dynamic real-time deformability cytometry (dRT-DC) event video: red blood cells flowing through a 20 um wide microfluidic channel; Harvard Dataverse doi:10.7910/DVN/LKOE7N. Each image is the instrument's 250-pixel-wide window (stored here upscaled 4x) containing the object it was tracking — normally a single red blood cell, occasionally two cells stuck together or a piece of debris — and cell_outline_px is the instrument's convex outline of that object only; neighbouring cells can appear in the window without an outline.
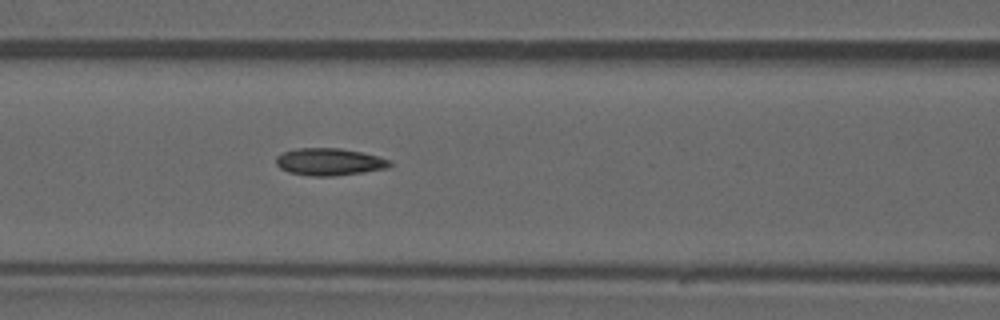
{"species": "common noctule bat (a hibernating species)", "species_latin": "Nyctalus noctula", "temperature_condition": "warm", "stored_images_in_passage": 43, "camera_frame_rate_fps": 3000, "um_per_image_px": 0.085, "animal": {"sex": "male", "forearm_length_mm": 52.5}, "frame": {"image": 1, "passage_image": 19, "time_ms": 6.0, "image_size_px": [1000, 320], "cell_outline_px": [[392, 164], [388, 168], [364, 172], [332, 176], [312, 176], [288, 172], [280, 168], [276, 164], [276, 156], [284, 152], [296, 148], [340, 148], [360, 152], [376, 156], [388, 160]], "centroid_in_image_um": [27.96, 13.76], "position_along_channel_um": 138.6, "area_um2": 17.92}}